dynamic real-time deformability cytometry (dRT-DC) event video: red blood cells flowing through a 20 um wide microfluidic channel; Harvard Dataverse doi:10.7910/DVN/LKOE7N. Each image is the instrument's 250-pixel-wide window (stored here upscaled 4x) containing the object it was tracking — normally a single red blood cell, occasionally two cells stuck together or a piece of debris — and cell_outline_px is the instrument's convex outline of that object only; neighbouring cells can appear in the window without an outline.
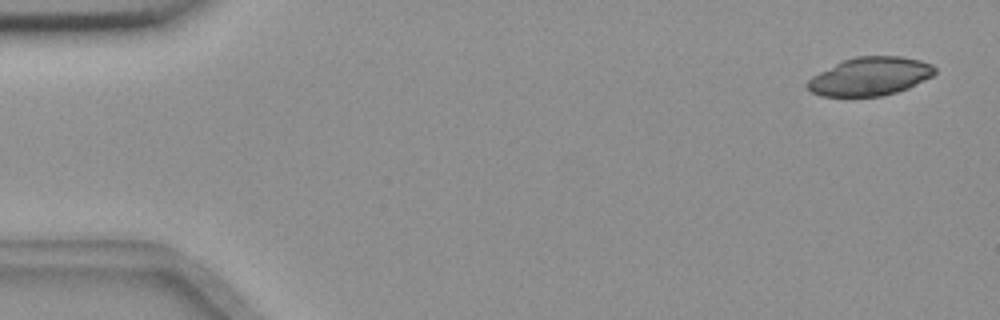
{"species": "common noctule bat (a hibernating species)", "species_latin": "Nyctalus noctula", "temperature_condition": "room temperature", "stored_images_in_passage": 55, "camera_frame_rate_fps": 3000, "um_per_image_px": 0.085, "animal": {"sex": "female", "body_mass_g": 18.4}, "frame": {"image": 1, "passage_image": 2, "time_ms": 0.333, "image_size_px": [1000, 320], "cell_outline_px": [[936, 72], [932, 76], [908, 88], [896, 92], [880, 96], [820, 96], [812, 92], [808, 88], [808, 80], [812, 76], [844, 60], [856, 56], [900, 56], [920, 60], [932, 64], [936, 68]], "centroid_in_image_um": [73.98, 6.49], "position_along_channel_um": 11.0, "area_um2": 28.21}}